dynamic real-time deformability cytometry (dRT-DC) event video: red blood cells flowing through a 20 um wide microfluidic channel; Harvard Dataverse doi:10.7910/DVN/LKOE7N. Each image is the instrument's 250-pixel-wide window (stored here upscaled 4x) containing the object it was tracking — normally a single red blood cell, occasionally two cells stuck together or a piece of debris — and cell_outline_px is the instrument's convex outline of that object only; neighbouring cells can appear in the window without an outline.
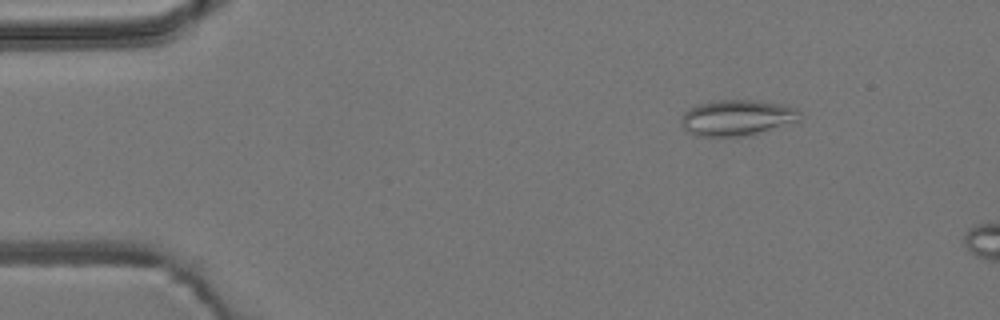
{"species": "common noctule bat (a hibernating species)", "species_latin": "Nyctalus noctula", "temperature_condition": "room temperature", "stored_images_in_passage": 4, "camera_frame_rate_fps": 3000, "um_per_image_px": 0.085, "animal": {"sex": "male", "body_mass_g": 19.2, "forearm_length_mm": 51.8}, "frame": {"image": 1, "passage_image": 2, "time_ms": 1.333, "image_size_px": [1000, 320], "cell_outline_px": [[804, 116], [800, 120], [752, 136], [696, 136], [684, 132], [684, 112], [688, 108], [700, 104], [720, 100], [752, 100], [784, 104], [796, 108]], "centroid_in_image_um": [62.71, 10.02], "position_along_channel_um": 22.3, "area_um2": 24.97}}